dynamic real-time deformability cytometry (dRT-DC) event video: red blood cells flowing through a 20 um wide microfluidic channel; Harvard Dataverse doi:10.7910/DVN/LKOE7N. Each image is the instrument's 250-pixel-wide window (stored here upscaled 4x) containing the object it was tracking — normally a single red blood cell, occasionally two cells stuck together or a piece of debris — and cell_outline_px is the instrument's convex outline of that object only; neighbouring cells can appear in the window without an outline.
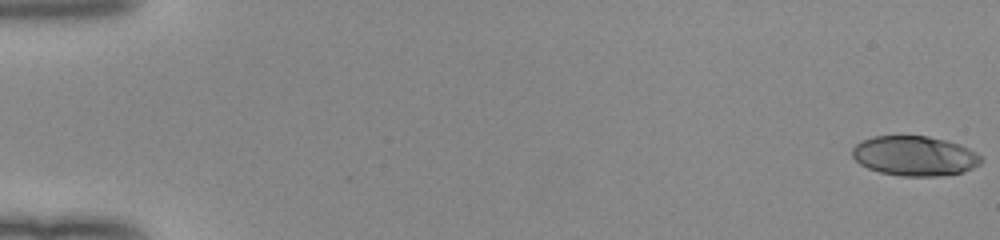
{"species": "human", "species_latin": "Homo sapiens", "temperature_condition": "room temperature", "stored_images_in_passage": 52, "camera_frame_rate_fps": 3000, "um_per_image_px": 0.085, "donor": {"sex": "female"}, "frame": {"image": 1, "passage_image": 1, "time_ms": 0.0, "image_size_px": [1000, 240], "cell_outline_px": [[984, 160], [980, 164], [964, 172], [936, 176], [904, 176], [880, 172], [868, 168], [860, 164], [852, 156], [852, 148], [856, 144], [872, 136], [928, 136], [948, 140], [960, 144], [976, 152]], "centroid_in_image_um": [77.77, 13.25], "position_along_channel_um": 7.2, "area_um2": 29.94}}
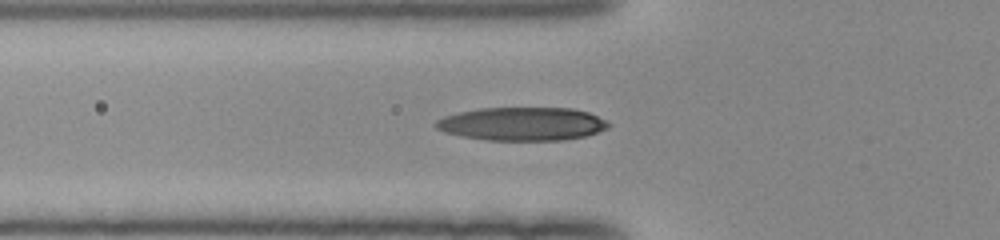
{"frame": {"image": 2, "passage_image": 20, "time_ms": 6.333, "image_size_px": [1000, 240], "cell_outline_px": [[612, 124], [608, 128], [584, 136], [564, 140], [488, 140], [460, 136], [444, 132], [436, 128], [432, 124], [436, 120], [444, 116], [460, 112], [480, 108], [572, 108], [588, 112]], "centroid_in_image_um": [44.35, 10.53], "position_along_channel_um": 81.5, "area_um2": 33.52}}
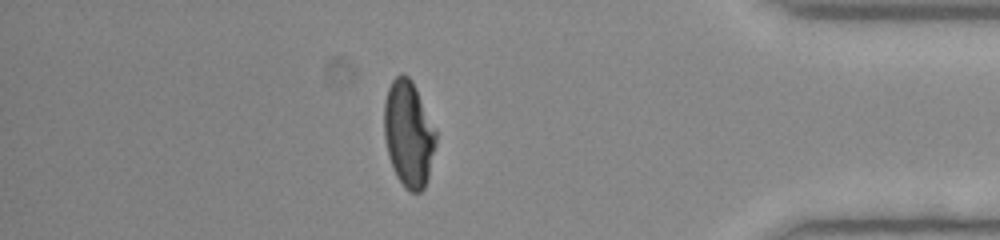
{"frame": {"image": 3, "passage_image": 46, "time_ms": 15.0, "image_size_px": [1000, 240], "cell_outline_px": [[436, 144], [428, 176], [424, 188], [420, 192], [412, 192], [404, 188], [396, 176], [388, 156], [384, 136], [384, 104], [388, 88], [392, 80], [400, 72], [404, 72], [412, 80], [436, 128]], "centroid_in_image_um": [34.72, 11.35], "position_along_channel_um": 400.5, "area_um2": 32.31}, "authors_computed_cell_mechanics": {"area_um2": 31.9923, "velocity_mm_per_s": 4.0387, "shape_relaxation_time_tau1_ms": 5.1661, "shape_relaxation_time_tau2_ms": 1.4398, "deformation_change_tau1": 0.2309, "deformation_change_tau2": 0.0679}}